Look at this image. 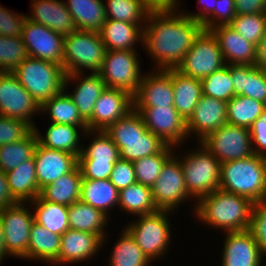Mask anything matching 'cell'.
Segmentation results:
<instances>
[{
    "label": "cell",
    "mask_w": 266,
    "mask_h": 266,
    "mask_svg": "<svg viewBox=\"0 0 266 266\" xmlns=\"http://www.w3.org/2000/svg\"><path fill=\"white\" fill-rule=\"evenodd\" d=\"M177 13V14H176ZM203 25L173 9L151 10L143 28V46L156 62L157 70L176 69Z\"/></svg>",
    "instance_id": "obj_1"
},
{
    "label": "cell",
    "mask_w": 266,
    "mask_h": 266,
    "mask_svg": "<svg viewBox=\"0 0 266 266\" xmlns=\"http://www.w3.org/2000/svg\"><path fill=\"white\" fill-rule=\"evenodd\" d=\"M195 201L197 204L194 212L202 223L221 228L225 232L249 229L254 204L249 198L216 189Z\"/></svg>",
    "instance_id": "obj_2"
},
{
    "label": "cell",
    "mask_w": 266,
    "mask_h": 266,
    "mask_svg": "<svg viewBox=\"0 0 266 266\" xmlns=\"http://www.w3.org/2000/svg\"><path fill=\"white\" fill-rule=\"evenodd\" d=\"M105 132L118 147L120 159L131 162L160 153L168 145L146 128L141 115L134 109Z\"/></svg>",
    "instance_id": "obj_3"
},
{
    "label": "cell",
    "mask_w": 266,
    "mask_h": 266,
    "mask_svg": "<svg viewBox=\"0 0 266 266\" xmlns=\"http://www.w3.org/2000/svg\"><path fill=\"white\" fill-rule=\"evenodd\" d=\"M249 198L253 203L266 199V157H251L221 164L220 187Z\"/></svg>",
    "instance_id": "obj_4"
},
{
    "label": "cell",
    "mask_w": 266,
    "mask_h": 266,
    "mask_svg": "<svg viewBox=\"0 0 266 266\" xmlns=\"http://www.w3.org/2000/svg\"><path fill=\"white\" fill-rule=\"evenodd\" d=\"M11 73L40 106L64 90L65 70L50 61L29 57Z\"/></svg>",
    "instance_id": "obj_5"
},
{
    "label": "cell",
    "mask_w": 266,
    "mask_h": 266,
    "mask_svg": "<svg viewBox=\"0 0 266 266\" xmlns=\"http://www.w3.org/2000/svg\"><path fill=\"white\" fill-rule=\"evenodd\" d=\"M106 51L99 32L76 30L64 36L65 73H83V68L89 69L91 73H98L102 68Z\"/></svg>",
    "instance_id": "obj_6"
},
{
    "label": "cell",
    "mask_w": 266,
    "mask_h": 266,
    "mask_svg": "<svg viewBox=\"0 0 266 266\" xmlns=\"http://www.w3.org/2000/svg\"><path fill=\"white\" fill-rule=\"evenodd\" d=\"M199 144V150L180 158L188 193L198 200L219 189L221 172L220 161Z\"/></svg>",
    "instance_id": "obj_7"
},
{
    "label": "cell",
    "mask_w": 266,
    "mask_h": 266,
    "mask_svg": "<svg viewBox=\"0 0 266 266\" xmlns=\"http://www.w3.org/2000/svg\"><path fill=\"white\" fill-rule=\"evenodd\" d=\"M169 212L171 213V211L157 210L138 216V221H133L125 227L152 262L167 253L172 234Z\"/></svg>",
    "instance_id": "obj_8"
},
{
    "label": "cell",
    "mask_w": 266,
    "mask_h": 266,
    "mask_svg": "<svg viewBox=\"0 0 266 266\" xmlns=\"http://www.w3.org/2000/svg\"><path fill=\"white\" fill-rule=\"evenodd\" d=\"M202 144L220 163L239 160L254 155L250 129L224 124L206 135Z\"/></svg>",
    "instance_id": "obj_9"
},
{
    "label": "cell",
    "mask_w": 266,
    "mask_h": 266,
    "mask_svg": "<svg viewBox=\"0 0 266 266\" xmlns=\"http://www.w3.org/2000/svg\"><path fill=\"white\" fill-rule=\"evenodd\" d=\"M136 50H107L101 70L106 88L119 89L132 96L138 90L142 76Z\"/></svg>",
    "instance_id": "obj_10"
},
{
    "label": "cell",
    "mask_w": 266,
    "mask_h": 266,
    "mask_svg": "<svg viewBox=\"0 0 266 266\" xmlns=\"http://www.w3.org/2000/svg\"><path fill=\"white\" fill-rule=\"evenodd\" d=\"M225 65L217 39L210 31L203 30L176 69L183 75L203 80Z\"/></svg>",
    "instance_id": "obj_11"
},
{
    "label": "cell",
    "mask_w": 266,
    "mask_h": 266,
    "mask_svg": "<svg viewBox=\"0 0 266 266\" xmlns=\"http://www.w3.org/2000/svg\"><path fill=\"white\" fill-rule=\"evenodd\" d=\"M151 192L158 210L174 211L185 199H192L185 185L182 164L174 154L165 162Z\"/></svg>",
    "instance_id": "obj_12"
},
{
    "label": "cell",
    "mask_w": 266,
    "mask_h": 266,
    "mask_svg": "<svg viewBox=\"0 0 266 266\" xmlns=\"http://www.w3.org/2000/svg\"><path fill=\"white\" fill-rule=\"evenodd\" d=\"M25 206V202H17L0 210L4 243L9 256L23 258L28 251L34 215Z\"/></svg>",
    "instance_id": "obj_13"
},
{
    "label": "cell",
    "mask_w": 266,
    "mask_h": 266,
    "mask_svg": "<svg viewBox=\"0 0 266 266\" xmlns=\"http://www.w3.org/2000/svg\"><path fill=\"white\" fill-rule=\"evenodd\" d=\"M40 107L12 73L0 72L1 116L23 120L34 129L31 115L40 113Z\"/></svg>",
    "instance_id": "obj_14"
},
{
    "label": "cell",
    "mask_w": 266,
    "mask_h": 266,
    "mask_svg": "<svg viewBox=\"0 0 266 266\" xmlns=\"http://www.w3.org/2000/svg\"><path fill=\"white\" fill-rule=\"evenodd\" d=\"M133 109L141 115L146 128L168 145L180 146L183 140L189 137L186 121L174 106L133 107Z\"/></svg>",
    "instance_id": "obj_15"
},
{
    "label": "cell",
    "mask_w": 266,
    "mask_h": 266,
    "mask_svg": "<svg viewBox=\"0 0 266 266\" xmlns=\"http://www.w3.org/2000/svg\"><path fill=\"white\" fill-rule=\"evenodd\" d=\"M21 36L30 57L63 66V35L27 19Z\"/></svg>",
    "instance_id": "obj_16"
},
{
    "label": "cell",
    "mask_w": 266,
    "mask_h": 266,
    "mask_svg": "<svg viewBox=\"0 0 266 266\" xmlns=\"http://www.w3.org/2000/svg\"><path fill=\"white\" fill-rule=\"evenodd\" d=\"M133 109V96L126 91L106 88L95 102L88 130H106Z\"/></svg>",
    "instance_id": "obj_17"
},
{
    "label": "cell",
    "mask_w": 266,
    "mask_h": 266,
    "mask_svg": "<svg viewBox=\"0 0 266 266\" xmlns=\"http://www.w3.org/2000/svg\"><path fill=\"white\" fill-rule=\"evenodd\" d=\"M174 106L172 69L156 70L142 75L133 96V107Z\"/></svg>",
    "instance_id": "obj_18"
},
{
    "label": "cell",
    "mask_w": 266,
    "mask_h": 266,
    "mask_svg": "<svg viewBox=\"0 0 266 266\" xmlns=\"http://www.w3.org/2000/svg\"><path fill=\"white\" fill-rule=\"evenodd\" d=\"M33 157L40 191L78 166V157L76 155L49 149L39 143L35 147Z\"/></svg>",
    "instance_id": "obj_19"
},
{
    "label": "cell",
    "mask_w": 266,
    "mask_h": 266,
    "mask_svg": "<svg viewBox=\"0 0 266 266\" xmlns=\"http://www.w3.org/2000/svg\"><path fill=\"white\" fill-rule=\"evenodd\" d=\"M224 124H227V102L202 95L193 114L186 121V130L188 136L198 134V140L201 141Z\"/></svg>",
    "instance_id": "obj_20"
},
{
    "label": "cell",
    "mask_w": 266,
    "mask_h": 266,
    "mask_svg": "<svg viewBox=\"0 0 266 266\" xmlns=\"http://www.w3.org/2000/svg\"><path fill=\"white\" fill-rule=\"evenodd\" d=\"M226 234L221 266H261L264 254L249 230Z\"/></svg>",
    "instance_id": "obj_21"
},
{
    "label": "cell",
    "mask_w": 266,
    "mask_h": 266,
    "mask_svg": "<svg viewBox=\"0 0 266 266\" xmlns=\"http://www.w3.org/2000/svg\"><path fill=\"white\" fill-rule=\"evenodd\" d=\"M209 31L217 39L226 64L255 65L256 45L239 35L229 24L216 26Z\"/></svg>",
    "instance_id": "obj_22"
},
{
    "label": "cell",
    "mask_w": 266,
    "mask_h": 266,
    "mask_svg": "<svg viewBox=\"0 0 266 266\" xmlns=\"http://www.w3.org/2000/svg\"><path fill=\"white\" fill-rule=\"evenodd\" d=\"M103 243L98 234L69 228L61 235L59 255L52 264H74L90 259L99 252Z\"/></svg>",
    "instance_id": "obj_23"
},
{
    "label": "cell",
    "mask_w": 266,
    "mask_h": 266,
    "mask_svg": "<svg viewBox=\"0 0 266 266\" xmlns=\"http://www.w3.org/2000/svg\"><path fill=\"white\" fill-rule=\"evenodd\" d=\"M31 4V15L26 16L28 20L42 24L63 36L77 30L64 1L33 0Z\"/></svg>",
    "instance_id": "obj_24"
},
{
    "label": "cell",
    "mask_w": 266,
    "mask_h": 266,
    "mask_svg": "<svg viewBox=\"0 0 266 266\" xmlns=\"http://www.w3.org/2000/svg\"><path fill=\"white\" fill-rule=\"evenodd\" d=\"M83 75V76H82ZM81 73L66 74L64 89L68 86V82L73 80L80 82L75 86L73 93L68 94L74 105L78 108L79 114L87 123L92 118L95 102L100 94L106 89L105 82L99 73H91L87 76Z\"/></svg>",
    "instance_id": "obj_25"
},
{
    "label": "cell",
    "mask_w": 266,
    "mask_h": 266,
    "mask_svg": "<svg viewBox=\"0 0 266 266\" xmlns=\"http://www.w3.org/2000/svg\"><path fill=\"white\" fill-rule=\"evenodd\" d=\"M235 96L266 102V71L255 65H230Z\"/></svg>",
    "instance_id": "obj_26"
},
{
    "label": "cell",
    "mask_w": 266,
    "mask_h": 266,
    "mask_svg": "<svg viewBox=\"0 0 266 266\" xmlns=\"http://www.w3.org/2000/svg\"><path fill=\"white\" fill-rule=\"evenodd\" d=\"M107 50H135L138 41L143 42V28L139 24L106 19L99 31Z\"/></svg>",
    "instance_id": "obj_27"
},
{
    "label": "cell",
    "mask_w": 266,
    "mask_h": 266,
    "mask_svg": "<svg viewBox=\"0 0 266 266\" xmlns=\"http://www.w3.org/2000/svg\"><path fill=\"white\" fill-rule=\"evenodd\" d=\"M6 177L10 193L17 202H30L40 195L34 157L7 172Z\"/></svg>",
    "instance_id": "obj_28"
},
{
    "label": "cell",
    "mask_w": 266,
    "mask_h": 266,
    "mask_svg": "<svg viewBox=\"0 0 266 266\" xmlns=\"http://www.w3.org/2000/svg\"><path fill=\"white\" fill-rule=\"evenodd\" d=\"M174 107L185 121L193 114L195 106L202 96L201 80L183 75L172 69Z\"/></svg>",
    "instance_id": "obj_29"
},
{
    "label": "cell",
    "mask_w": 266,
    "mask_h": 266,
    "mask_svg": "<svg viewBox=\"0 0 266 266\" xmlns=\"http://www.w3.org/2000/svg\"><path fill=\"white\" fill-rule=\"evenodd\" d=\"M65 4L77 30L99 32L102 29L107 19L102 0H67Z\"/></svg>",
    "instance_id": "obj_30"
},
{
    "label": "cell",
    "mask_w": 266,
    "mask_h": 266,
    "mask_svg": "<svg viewBox=\"0 0 266 266\" xmlns=\"http://www.w3.org/2000/svg\"><path fill=\"white\" fill-rule=\"evenodd\" d=\"M69 228L73 230L98 234L105 242V229L108 216L89 204L77 201L68 206Z\"/></svg>",
    "instance_id": "obj_31"
},
{
    "label": "cell",
    "mask_w": 266,
    "mask_h": 266,
    "mask_svg": "<svg viewBox=\"0 0 266 266\" xmlns=\"http://www.w3.org/2000/svg\"><path fill=\"white\" fill-rule=\"evenodd\" d=\"M79 128L74 125L51 123L44 137L36 126L34 130L38 143L43 147L64 151L78 157L82 152L81 143L79 145Z\"/></svg>",
    "instance_id": "obj_32"
},
{
    "label": "cell",
    "mask_w": 266,
    "mask_h": 266,
    "mask_svg": "<svg viewBox=\"0 0 266 266\" xmlns=\"http://www.w3.org/2000/svg\"><path fill=\"white\" fill-rule=\"evenodd\" d=\"M82 175L77 166L73 171L45 186L40 196L51 203L70 206L80 200Z\"/></svg>",
    "instance_id": "obj_33"
},
{
    "label": "cell",
    "mask_w": 266,
    "mask_h": 266,
    "mask_svg": "<svg viewBox=\"0 0 266 266\" xmlns=\"http://www.w3.org/2000/svg\"><path fill=\"white\" fill-rule=\"evenodd\" d=\"M119 191L110 179H82L80 201L102 211L109 217L108 210L118 205Z\"/></svg>",
    "instance_id": "obj_34"
},
{
    "label": "cell",
    "mask_w": 266,
    "mask_h": 266,
    "mask_svg": "<svg viewBox=\"0 0 266 266\" xmlns=\"http://www.w3.org/2000/svg\"><path fill=\"white\" fill-rule=\"evenodd\" d=\"M61 235L50 232L35 221L32 224L26 259L53 263L59 255Z\"/></svg>",
    "instance_id": "obj_35"
},
{
    "label": "cell",
    "mask_w": 266,
    "mask_h": 266,
    "mask_svg": "<svg viewBox=\"0 0 266 266\" xmlns=\"http://www.w3.org/2000/svg\"><path fill=\"white\" fill-rule=\"evenodd\" d=\"M29 203L34 208V221L50 232L63 235L69 229L68 206L51 203L40 195Z\"/></svg>",
    "instance_id": "obj_36"
},
{
    "label": "cell",
    "mask_w": 266,
    "mask_h": 266,
    "mask_svg": "<svg viewBox=\"0 0 266 266\" xmlns=\"http://www.w3.org/2000/svg\"><path fill=\"white\" fill-rule=\"evenodd\" d=\"M65 91L64 89L58 95L44 102L40 107V111L50 115L51 123L74 125L80 127V131L86 132L88 130L87 123L79 114L72 98Z\"/></svg>",
    "instance_id": "obj_37"
},
{
    "label": "cell",
    "mask_w": 266,
    "mask_h": 266,
    "mask_svg": "<svg viewBox=\"0 0 266 266\" xmlns=\"http://www.w3.org/2000/svg\"><path fill=\"white\" fill-rule=\"evenodd\" d=\"M266 111L265 103L247 96H233L227 102V123L239 127L250 128Z\"/></svg>",
    "instance_id": "obj_38"
},
{
    "label": "cell",
    "mask_w": 266,
    "mask_h": 266,
    "mask_svg": "<svg viewBox=\"0 0 266 266\" xmlns=\"http://www.w3.org/2000/svg\"><path fill=\"white\" fill-rule=\"evenodd\" d=\"M118 206L120 210L136 216L158 210L153 202L151 188L137 182L119 191Z\"/></svg>",
    "instance_id": "obj_39"
},
{
    "label": "cell",
    "mask_w": 266,
    "mask_h": 266,
    "mask_svg": "<svg viewBox=\"0 0 266 266\" xmlns=\"http://www.w3.org/2000/svg\"><path fill=\"white\" fill-rule=\"evenodd\" d=\"M120 239L115 243L112 255L109 257L110 266H149L151 260L137 245L133 236L125 228Z\"/></svg>",
    "instance_id": "obj_40"
},
{
    "label": "cell",
    "mask_w": 266,
    "mask_h": 266,
    "mask_svg": "<svg viewBox=\"0 0 266 266\" xmlns=\"http://www.w3.org/2000/svg\"><path fill=\"white\" fill-rule=\"evenodd\" d=\"M37 143L38 138L33 129L20 141L0 146V170L7 173L31 159Z\"/></svg>",
    "instance_id": "obj_41"
},
{
    "label": "cell",
    "mask_w": 266,
    "mask_h": 266,
    "mask_svg": "<svg viewBox=\"0 0 266 266\" xmlns=\"http://www.w3.org/2000/svg\"><path fill=\"white\" fill-rule=\"evenodd\" d=\"M106 2L107 19L139 24L142 28L146 24L148 13L152 10L142 0H106Z\"/></svg>",
    "instance_id": "obj_42"
},
{
    "label": "cell",
    "mask_w": 266,
    "mask_h": 266,
    "mask_svg": "<svg viewBox=\"0 0 266 266\" xmlns=\"http://www.w3.org/2000/svg\"><path fill=\"white\" fill-rule=\"evenodd\" d=\"M92 133V134H91ZM87 136H94L87 148H82L78 160H102L109 163H116L120 159V151L111 137L104 130L84 132Z\"/></svg>",
    "instance_id": "obj_43"
},
{
    "label": "cell",
    "mask_w": 266,
    "mask_h": 266,
    "mask_svg": "<svg viewBox=\"0 0 266 266\" xmlns=\"http://www.w3.org/2000/svg\"><path fill=\"white\" fill-rule=\"evenodd\" d=\"M174 147L167 145L160 153L133 162L136 182L152 187L158 179L165 162L173 155Z\"/></svg>",
    "instance_id": "obj_44"
},
{
    "label": "cell",
    "mask_w": 266,
    "mask_h": 266,
    "mask_svg": "<svg viewBox=\"0 0 266 266\" xmlns=\"http://www.w3.org/2000/svg\"><path fill=\"white\" fill-rule=\"evenodd\" d=\"M201 83L202 95L226 102L235 96L230 74V65L228 64L214 71L209 76H206L203 80H201Z\"/></svg>",
    "instance_id": "obj_45"
},
{
    "label": "cell",
    "mask_w": 266,
    "mask_h": 266,
    "mask_svg": "<svg viewBox=\"0 0 266 266\" xmlns=\"http://www.w3.org/2000/svg\"><path fill=\"white\" fill-rule=\"evenodd\" d=\"M29 57L22 36H0V72L11 73Z\"/></svg>",
    "instance_id": "obj_46"
},
{
    "label": "cell",
    "mask_w": 266,
    "mask_h": 266,
    "mask_svg": "<svg viewBox=\"0 0 266 266\" xmlns=\"http://www.w3.org/2000/svg\"><path fill=\"white\" fill-rule=\"evenodd\" d=\"M229 25L257 46L266 34V13L236 15Z\"/></svg>",
    "instance_id": "obj_47"
},
{
    "label": "cell",
    "mask_w": 266,
    "mask_h": 266,
    "mask_svg": "<svg viewBox=\"0 0 266 266\" xmlns=\"http://www.w3.org/2000/svg\"><path fill=\"white\" fill-rule=\"evenodd\" d=\"M33 128L25 121L0 115V146L20 141Z\"/></svg>",
    "instance_id": "obj_48"
},
{
    "label": "cell",
    "mask_w": 266,
    "mask_h": 266,
    "mask_svg": "<svg viewBox=\"0 0 266 266\" xmlns=\"http://www.w3.org/2000/svg\"><path fill=\"white\" fill-rule=\"evenodd\" d=\"M255 238L264 256L266 255V199L255 202L248 229Z\"/></svg>",
    "instance_id": "obj_49"
},
{
    "label": "cell",
    "mask_w": 266,
    "mask_h": 266,
    "mask_svg": "<svg viewBox=\"0 0 266 266\" xmlns=\"http://www.w3.org/2000/svg\"><path fill=\"white\" fill-rule=\"evenodd\" d=\"M236 16L235 0H217L215 10L201 23L204 30L228 25Z\"/></svg>",
    "instance_id": "obj_50"
},
{
    "label": "cell",
    "mask_w": 266,
    "mask_h": 266,
    "mask_svg": "<svg viewBox=\"0 0 266 266\" xmlns=\"http://www.w3.org/2000/svg\"><path fill=\"white\" fill-rule=\"evenodd\" d=\"M27 17L23 14L10 12L0 4V35L8 37H20Z\"/></svg>",
    "instance_id": "obj_51"
},
{
    "label": "cell",
    "mask_w": 266,
    "mask_h": 266,
    "mask_svg": "<svg viewBox=\"0 0 266 266\" xmlns=\"http://www.w3.org/2000/svg\"><path fill=\"white\" fill-rule=\"evenodd\" d=\"M115 163L102 160H78L82 179L103 180L110 179Z\"/></svg>",
    "instance_id": "obj_52"
},
{
    "label": "cell",
    "mask_w": 266,
    "mask_h": 266,
    "mask_svg": "<svg viewBox=\"0 0 266 266\" xmlns=\"http://www.w3.org/2000/svg\"><path fill=\"white\" fill-rule=\"evenodd\" d=\"M111 183L118 191L136 183L133 162L119 159L110 176Z\"/></svg>",
    "instance_id": "obj_53"
},
{
    "label": "cell",
    "mask_w": 266,
    "mask_h": 266,
    "mask_svg": "<svg viewBox=\"0 0 266 266\" xmlns=\"http://www.w3.org/2000/svg\"><path fill=\"white\" fill-rule=\"evenodd\" d=\"M251 133V139L253 151L257 155L266 157V111H264L260 117L249 128Z\"/></svg>",
    "instance_id": "obj_54"
},
{
    "label": "cell",
    "mask_w": 266,
    "mask_h": 266,
    "mask_svg": "<svg viewBox=\"0 0 266 266\" xmlns=\"http://www.w3.org/2000/svg\"><path fill=\"white\" fill-rule=\"evenodd\" d=\"M236 15L266 13V0H235Z\"/></svg>",
    "instance_id": "obj_55"
},
{
    "label": "cell",
    "mask_w": 266,
    "mask_h": 266,
    "mask_svg": "<svg viewBox=\"0 0 266 266\" xmlns=\"http://www.w3.org/2000/svg\"><path fill=\"white\" fill-rule=\"evenodd\" d=\"M17 201L12 197L7 182L6 173L0 170V210L7 206L16 204Z\"/></svg>",
    "instance_id": "obj_56"
},
{
    "label": "cell",
    "mask_w": 266,
    "mask_h": 266,
    "mask_svg": "<svg viewBox=\"0 0 266 266\" xmlns=\"http://www.w3.org/2000/svg\"><path fill=\"white\" fill-rule=\"evenodd\" d=\"M207 1L198 0V3H203L205 5V6H203L204 9L201 8L202 13H201V11H200V13L198 12V13H195V14L194 13H188V12L186 13L185 12V15L189 16L190 18L194 19L195 21H198V22L202 23L216 8V1L217 0H213V2L211 4L208 3Z\"/></svg>",
    "instance_id": "obj_57"
},
{
    "label": "cell",
    "mask_w": 266,
    "mask_h": 266,
    "mask_svg": "<svg viewBox=\"0 0 266 266\" xmlns=\"http://www.w3.org/2000/svg\"><path fill=\"white\" fill-rule=\"evenodd\" d=\"M150 9H173L179 6L178 0H142ZM178 2V4H177Z\"/></svg>",
    "instance_id": "obj_58"
},
{
    "label": "cell",
    "mask_w": 266,
    "mask_h": 266,
    "mask_svg": "<svg viewBox=\"0 0 266 266\" xmlns=\"http://www.w3.org/2000/svg\"><path fill=\"white\" fill-rule=\"evenodd\" d=\"M255 66L266 71V34L256 46Z\"/></svg>",
    "instance_id": "obj_59"
},
{
    "label": "cell",
    "mask_w": 266,
    "mask_h": 266,
    "mask_svg": "<svg viewBox=\"0 0 266 266\" xmlns=\"http://www.w3.org/2000/svg\"><path fill=\"white\" fill-rule=\"evenodd\" d=\"M6 255L8 254L6 252V247L4 243L3 225H2L1 216H0V264Z\"/></svg>",
    "instance_id": "obj_60"
}]
</instances>
